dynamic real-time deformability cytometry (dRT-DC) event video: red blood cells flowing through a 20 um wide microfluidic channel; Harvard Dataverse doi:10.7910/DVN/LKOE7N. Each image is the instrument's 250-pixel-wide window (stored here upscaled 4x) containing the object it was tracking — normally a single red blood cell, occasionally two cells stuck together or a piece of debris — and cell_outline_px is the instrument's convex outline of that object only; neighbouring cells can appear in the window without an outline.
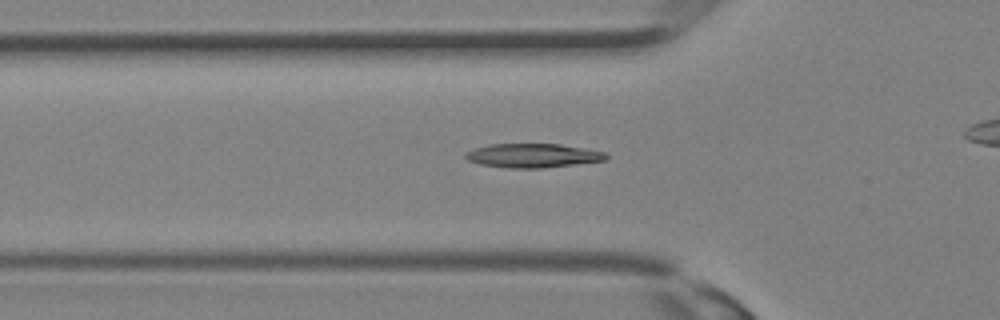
{"species": "Egyptian fruit bat (a non-hibernating species)", "species_latin": "Rousettus aegyptiacus", "temperature_condition": "room temperature", "stored_images_in_passage": 18, "camera_frame_rate_fps": 3000, "um_per_image_px": 0.085, "animal": {"sex": "female"}, "frame": {"image": 1, "passage_image": 2, "time_ms": 0.333, "image_size_px": [1000, 320], "cell_outline_px": [[608, 160], [540, 168], [508, 168], [480, 164], [468, 160], [464, 156], [468, 152], [476, 148], [488, 144], [560, 144], [604, 152], [608, 156]], "centroid_in_image_um": [45.29, 13.22], "position_along_channel_um": 80.5, "area_um2": 19.42}}
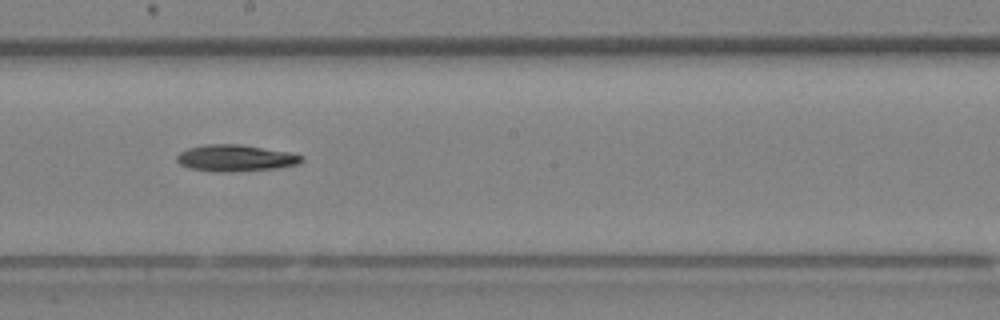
{"frame": {"image": 2, "passage_image": 9, "time_ms": 2.667, "image_size_px": [1000, 320], "cell_outline_px": [[304, 160], [296, 164], [276, 168], [232, 172], [216, 172], [192, 168], [180, 164], [176, 160], [176, 156], [180, 152], [188, 148], [204, 144], [240, 144], [292, 152], [304, 156]], "centroid_in_image_um": [20.04, 13.42], "position_along_channel_um": 228.2, "area_um2": 19.42}}
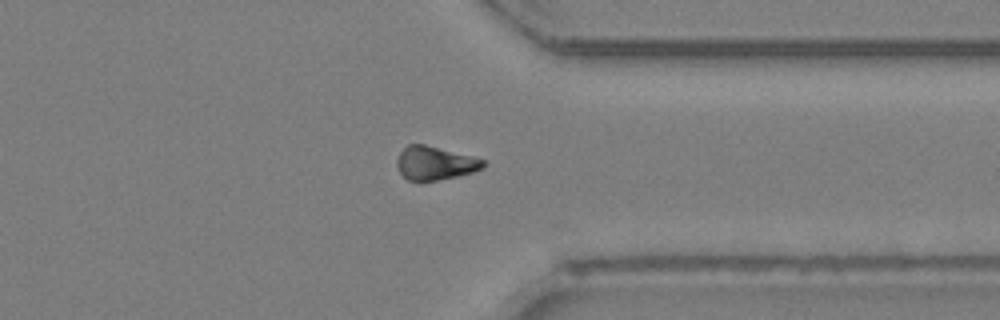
{"frame": {"image": 3, "passage_image": 16, "time_ms": 5.0, "image_size_px": [1000, 320], "cell_outline_px": [[484, 168], [472, 172], [456, 176], [420, 184], [408, 180], [400, 172], [396, 164], [396, 160], [400, 152], [408, 144], [424, 144], [472, 156], [484, 160]], "centroid_in_image_um": [36.93, 13.89], "position_along_channel_um": 374.5, "area_um2": 17.05}}